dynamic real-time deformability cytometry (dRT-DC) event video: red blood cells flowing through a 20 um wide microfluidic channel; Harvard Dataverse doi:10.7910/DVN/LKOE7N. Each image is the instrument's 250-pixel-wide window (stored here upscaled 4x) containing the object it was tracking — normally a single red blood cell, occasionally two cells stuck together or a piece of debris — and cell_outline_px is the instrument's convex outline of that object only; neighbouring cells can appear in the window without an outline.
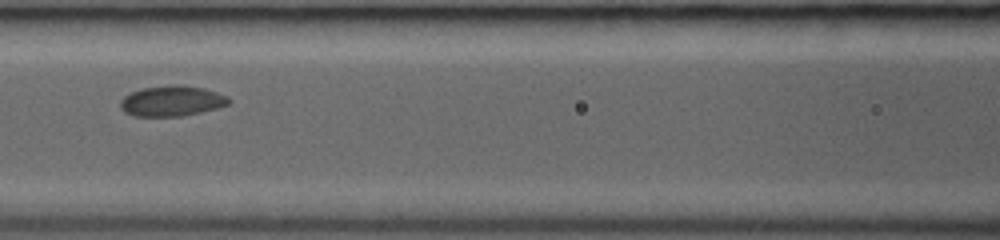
{"species": "common noctule bat (a hibernating species)", "species_latin": "Nyctalus noctula", "temperature_condition": "room temperature", "stored_images_in_passage": 13, "camera_frame_rate_fps": 3000, "um_per_image_px": 0.085, "animal": {"sex": "female", "body_mass_g": 19.0, "forearm_length_mm": 53.3}, "frame": {"image": 1, "passage_image": 3, "time_ms": 2.0, "image_size_px": [1000, 240], "cell_outline_px": [[232, 100], [228, 104], [216, 108], [184, 116], [132, 116], [124, 112], [120, 108], [120, 100], [124, 96], [132, 92], [144, 88], [168, 84], [180, 84], [204, 88], [228, 96]], "centroid_in_image_um": [14.6, 8.58], "position_along_channel_um": 152.0, "area_um2": 19.42}}
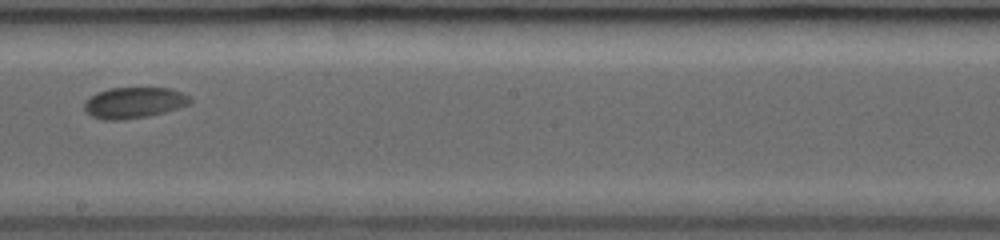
{"frame": {"image": 2, "passage_image": 7, "time_ms": 4.0, "image_size_px": [1000, 240], "cell_outline_px": [[192, 104], [164, 112], [148, 116], [120, 120], [104, 120], [92, 116], [84, 112], [84, 100], [96, 92], [108, 88], [168, 88], [180, 92], [188, 96], [192, 100]], "centroid_in_image_um": [11.35, 8.73], "position_along_channel_um": 236.9, "area_um2": 19.25}}
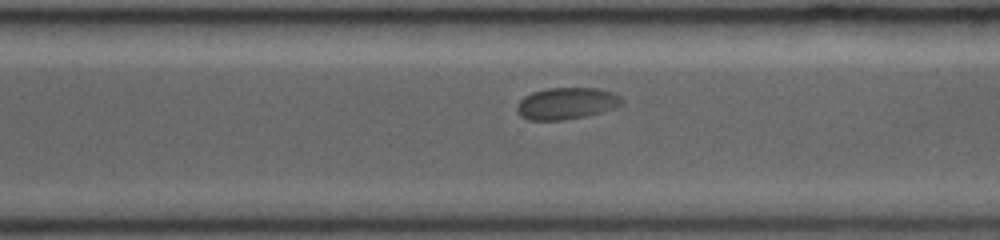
{"frame": {"image": 3, "passage_image": 12, "time_ms": 6.0, "image_size_px": [1000, 240], "cell_outline_px": [[624, 100], [616, 108], [584, 116], [564, 120], [528, 120], [520, 116], [516, 112], [516, 104], [524, 96], [532, 92], [548, 88], [600, 88], [612, 92], [620, 96]], "centroid_in_image_um": [48.12, 8.79], "position_along_channel_um": 322.5, "area_um2": 19.54}}